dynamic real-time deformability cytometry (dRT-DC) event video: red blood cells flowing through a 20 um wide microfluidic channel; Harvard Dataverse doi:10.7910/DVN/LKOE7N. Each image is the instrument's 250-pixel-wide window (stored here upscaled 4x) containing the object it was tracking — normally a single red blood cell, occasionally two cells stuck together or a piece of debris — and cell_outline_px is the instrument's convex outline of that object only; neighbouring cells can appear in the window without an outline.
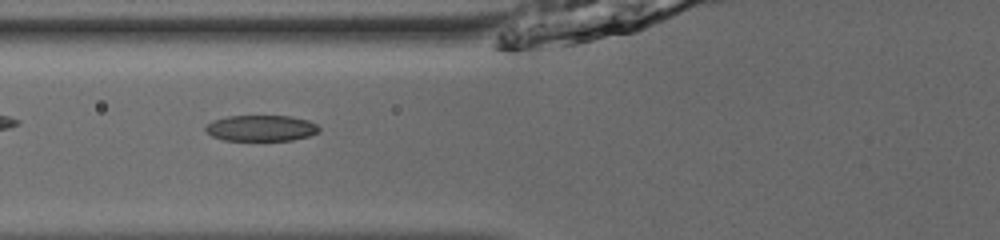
{"species": "common noctule bat (a hibernating species)", "species_latin": "Nyctalus noctula", "temperature_condition": "room temperature", "stored_images_in_passage": 36, "camera_frame_rate_fps": 3000, "um_per_image_px": 0.085, "animal": {"sex": "male", "body_mass_g": 13.0, "forearm_length_mm": 53.1}, "frame": {"image": 1, "passage_image": 5, "time_ms": 1.333, "image_size_px": [1000, 240], "cell_outline_px": [[320, 132], [308, 136], [292, 140], [224, 140], [212, 136], [204, 128], [212, 120], [228, 116], [292, 116], [308, 120], [316, 124], [320, 128]], "centroid_in_image_um": [22.22, 10.89], "position_along_channel_um": 103.6, "area_um2": 17.17}}
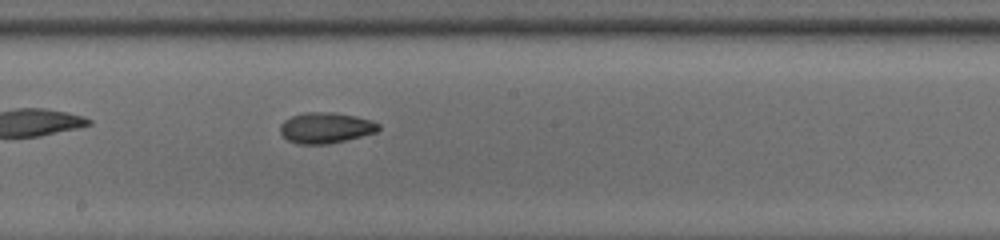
{"frame": {"image": 2, "passage_image": 14, "time_ms": 4.333, "image_size_px": [1000, 240], "cell_outline_px": [[380, 128], [376, 132], [328, 144], [296, 144], [288, 140], [280, 132], [280, 124], [284, 120], [292, 116], [304, 112], [336, 112], [356, 116], [372, 120], [380, 124]], "centroid_in_image_um": [27.68, 10.85], "position_along_channel_um": 220.5, "area_um2": 17.69}}
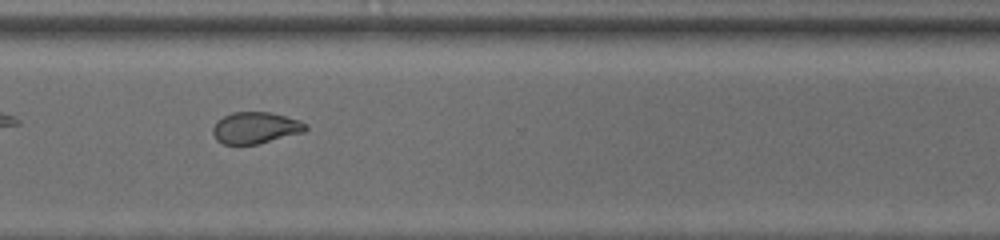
{"frame": {"image": 3, "passage_image": 24, "time_ms": 7.667, "image_size_px": [1000, 240], "cell_outline_px": [[308, 128], [304, 132], [256, 144], [224, 144], [216, 140], [212, 132], [212, 128], [216, 120], [232, 112], [272, 112], [300, 120], [308, 124]], "centroid_in_image_um": [21.71, 10.85], "position_along_channel_um": 348.9, "area_um2": 17.17}, "authors_computed_cell_mechanics": {"area_um2": 17.7735, "velocity_mm_per_s": 3.8739, "shape_relaxation_time_tau1_ms": 3.5212, "shape_relaxation_time_tau2_ms": 2.9132, "deformation_change_tau1": 0.1316, "deformation_change_tau2": 0.0624}}